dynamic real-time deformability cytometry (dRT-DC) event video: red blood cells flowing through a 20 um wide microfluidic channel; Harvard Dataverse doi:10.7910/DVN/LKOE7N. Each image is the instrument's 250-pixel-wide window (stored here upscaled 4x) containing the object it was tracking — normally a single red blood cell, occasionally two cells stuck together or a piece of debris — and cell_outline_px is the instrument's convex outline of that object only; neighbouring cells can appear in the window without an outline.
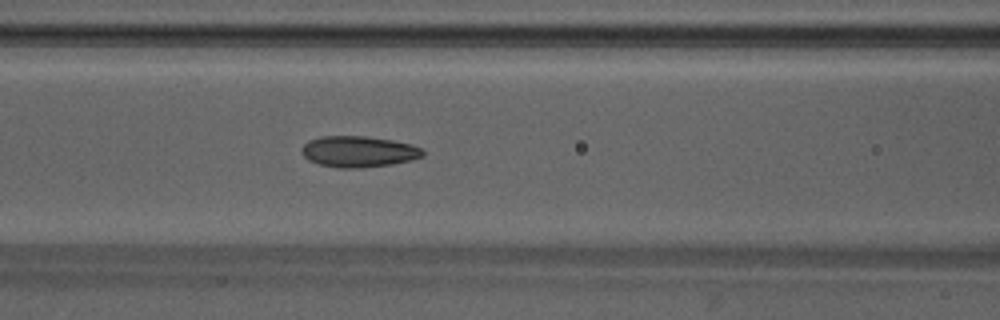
{"species": "Egyptian fruit bat (a non-hibernating species)", "species_latin": "Rousettus aegyptiacus", "temperature_condition": "warm", "stored_images_in_passage": 49, "camera_frame_rate_fps": 3000, "um_per_image_px": 0.085, "animal": {"sex": "male"}, "frame": {"image": 1, "passage_image": 21, "time_ms": 6.667, "image_size_px": [1000, 320], "cell_outline_px": [[424, 156], [412, 160], [392, 164], [360, 168], [336, 168], [320, 164], [308, 160], [300, 152], [300, 148], [308, 140], [320, 136], [364, 136], [392, 140], [412, 144], [420, 148], [424, 152]], "centroid_in_image_um": [30.45, 12.88], "position_along_channel_um": 136.1, "area_um2": 22.14}}
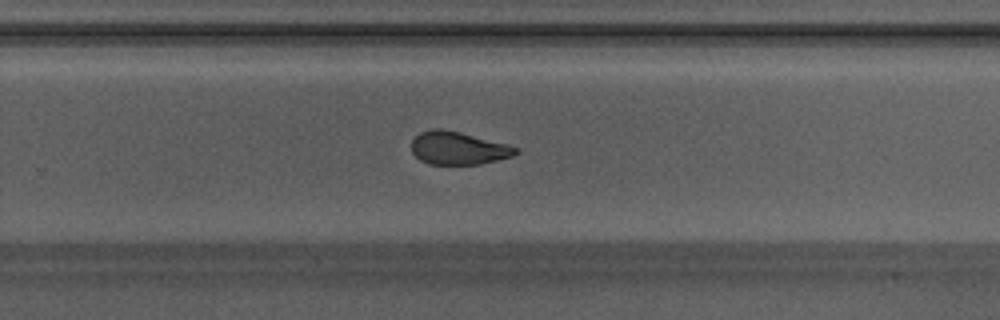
{"frame": {"image": 2, "passage_image": 32, "time_ms": 10.333, "image_size_px": [1000, 320], "cell_outline_px": [[520, 152], [512, 156], [480, 164], [428, 164], [420, 160], [412, 152], [412, 140], [420, 132], [432, 128], [440, 128], [460, 132], [508, 144], [516, 148]], "centroid_in_image_um": [38.93, 12.58], "position_along_channel_um": 290.9, "area_um2": 19.94}}
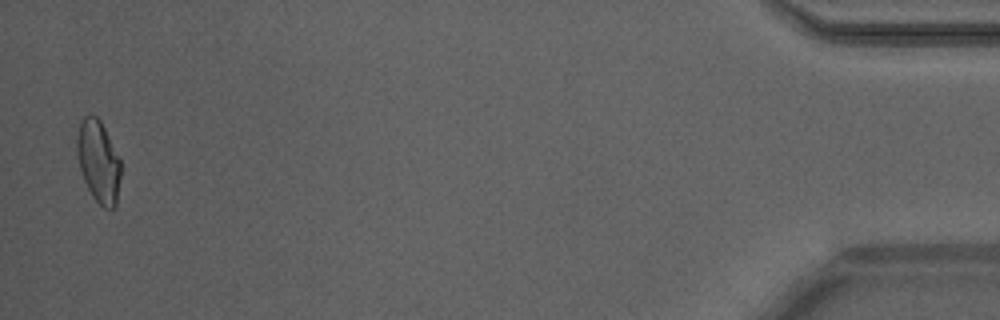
{"frame": {"image": 3, "passage_image": 48, "time_ms": 15.667, "image_size_px": [1000, 320], "cell_outline_px": [[120, 176], [116, 204], [112, 208], [104, 208], [92, 196], [84, 180], [80, 168], [76, 152], [76, 136], [80, 120], [84, 116], [96, 116], [100, 120], [120, 160]], "centroid_in_image_um": [8.34, 13.71], "position_along_channel_um": 426.9, "area_um2": 20.69}, "authors_computed_cell_mechanics": {"area_um2": 21.5016, "velocity_mm_per_s": 4.2349, "shape_relaxation_time_tau1_ms": 5.981, "shape_relaxation_time_tau2_ms": 1.8477, "deformation_change_tau1": 0.1691, "deformation_change_tau2": 0.072}}